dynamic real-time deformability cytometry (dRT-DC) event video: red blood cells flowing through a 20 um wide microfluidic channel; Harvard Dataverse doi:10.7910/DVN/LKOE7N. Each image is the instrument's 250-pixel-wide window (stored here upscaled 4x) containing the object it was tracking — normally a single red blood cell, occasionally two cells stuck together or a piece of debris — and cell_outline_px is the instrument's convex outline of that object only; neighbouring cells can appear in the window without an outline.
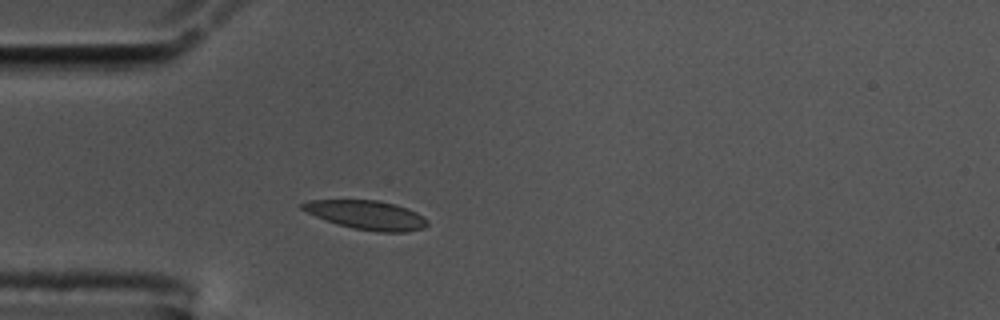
{"species": "common noctule bat (a hibernating species)", "species_latin": "Nyctalus noctula", "temperature_condition": "cold", "stored_images_in_passage": 42, "camera_frame_rate_fps": 3000, "um_per_image_px": 0.085, "animal": {"sex": "male", "body_mass_g": 17.5, "forearm_length_mm": 52.3}, "frame": {"image": 1, "passage_image": 1, "time_ms": 0.0, "image_size_px": [1000, 320], "cell_outline_px": [[428, 224], [424, 228], [408, 232], [376, 232], [352, 228], [336, 224], [316, 216], [300, 208], [300, 204], [312, 200], [376, 200], [396, 204], [408, 208], [416, 212], [428, 220]], "centroid_in_image_um": [31.2, 18.28], "position_along_channel_um": 53.8, "area_um2": 21.15}}
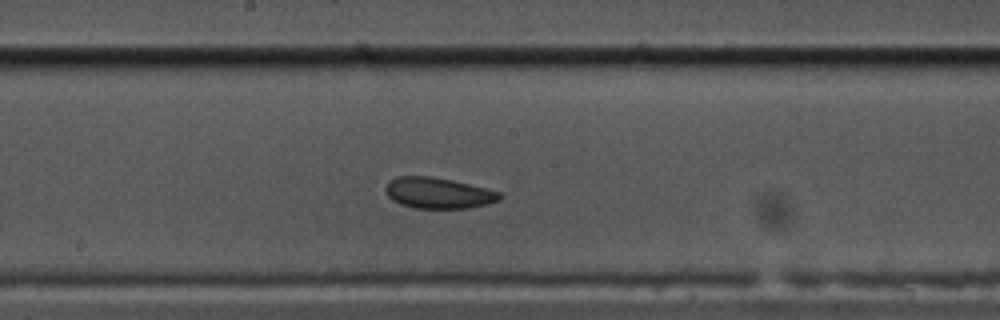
{"frame": {"image": 2, "passage_image": 15, "time_ms": 4.667, "image_size_px": [1000, 320], "cell_outline_px": [[504, 196], [500, 200], [488, 204], [468, 208], [412, 208], [400, 204], [392, 200], [388, 196], [384, 188], [388, 180], [396, 176], [432, 176], [452, 180], [500, 192]], "centroid_in_image_um": [37.22, 16.4], "position_along_channel_um": 211.0, "area_um2": 20.75}}
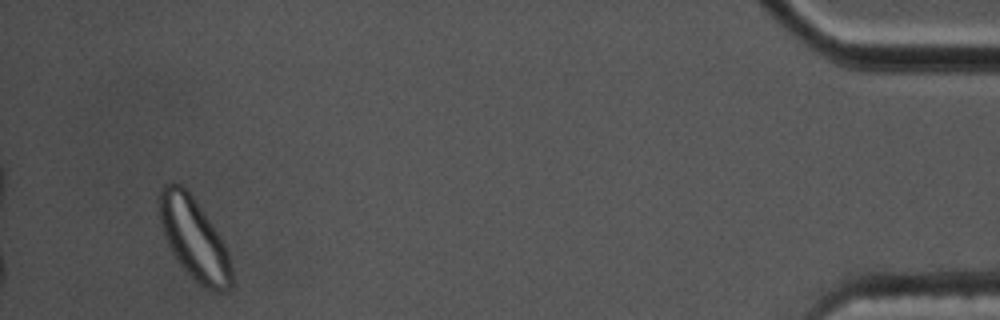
{"frame": {"image": 3, "passage_image": 39, "time_ms": 12.667, "image_size_px": [1000, 320], "cell_outline_px": [[232, 284], [228, 288], [220, 292], [216, 292], [200, 284], [180, 264], [172, 252], [164, 236], [156, 208], [156, 204], [160, 188], [164, 184], [180, 184], [188, 188], [224, 244], [228, 252], [232, 272]], "centroid_in_image_um": [16.44, 20.23], "position_along_channel_um": 418.8, "area_um2": 34.22}, "authors_computed_cell_mechanics": {"area_um2": 21.0392, "velocity_mm_per_s": 3.5296, "shape_relaxation_time_tau1_ms": 6.5189, "shape_relaxation_time_tau2_ms": 2.352, "deformation_change_tau1": 0.0802, "deformation_change_tau2": 0.0639}}